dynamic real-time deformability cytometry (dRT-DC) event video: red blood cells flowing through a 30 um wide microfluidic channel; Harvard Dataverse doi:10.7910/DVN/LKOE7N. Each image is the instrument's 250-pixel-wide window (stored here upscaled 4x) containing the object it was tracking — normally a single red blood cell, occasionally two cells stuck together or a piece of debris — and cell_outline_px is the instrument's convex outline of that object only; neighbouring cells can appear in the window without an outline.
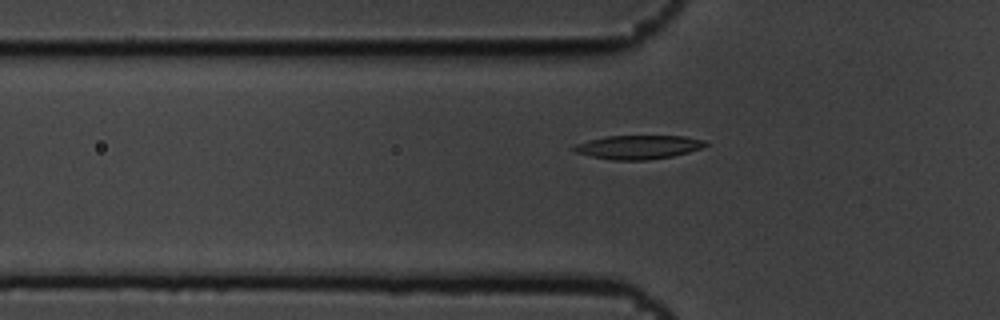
{"species": "common noctule bat (a hibernating species)", "species_latin": "Nyctalus noctula", "temperature_condition": "cold", "stored_images_in_passage": 5, "camera_frame_rate_fps": 3000, "um_per_image_px": 0.085, "animal": {"sex": "male", "body_mass_g": 19.5, "forearm_length_mm": 54.6}, "frame": {"image": 1, "passage_image": 5, "time_ms": 1.333, "image_size_px": [1000, 320], "cell_outline_px": [[708, 144], [700, 148], [688, 152], [672, 156], [648, 160], [612, 160], [592, 156], [576, 152], [572, 148], [576, 144], [588, 140], [608, 136], [684, 136], [704, 140]], "centroid_in_image_um": [54.26, 12.5], "position_along_channel_um": 71.5, "area_um2": 18.03}}